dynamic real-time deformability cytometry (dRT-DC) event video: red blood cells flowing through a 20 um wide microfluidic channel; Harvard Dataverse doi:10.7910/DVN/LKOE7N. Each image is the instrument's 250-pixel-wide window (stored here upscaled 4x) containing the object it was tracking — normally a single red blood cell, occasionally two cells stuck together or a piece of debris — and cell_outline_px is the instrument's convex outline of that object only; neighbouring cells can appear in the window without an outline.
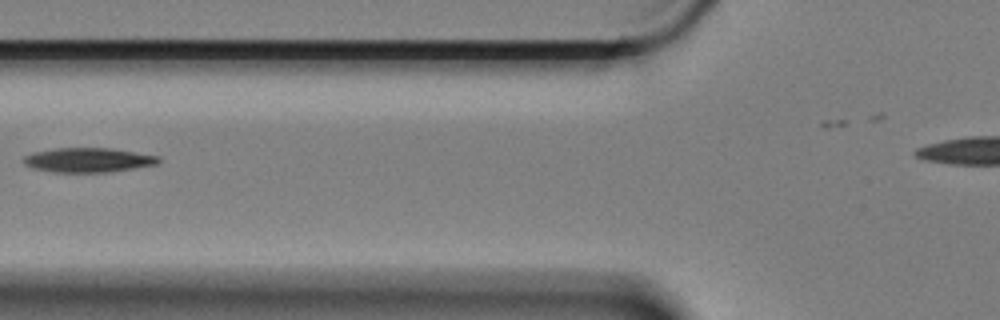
{"species": "Egyptian fruit bat (a non-hibernating species)", "species_latin": "Rousettus aegyptiacus", "temperature_condition": "cold", "stored_images_in_passage": 2, "camera_frame_rate_fps": 3000, "um_per_image_px": 0.085, "animal": {"sex": "female"}, "frame": {"image": 1, "passage_image": 2, "time_ms": 0.333, "image_size_px": [1000, 320], "cell_outline_px": [[160, 160], [156, 164], [108, 172], [52, 172], [32, 168], [24, 164], [24, 156], [36, 152], [56, 148], [108, 148], [160, 156]], "centroid_in_image_um": [7.47, 13.6], "position_along_channel_um": 118.3, "area_um2": 18.96}}